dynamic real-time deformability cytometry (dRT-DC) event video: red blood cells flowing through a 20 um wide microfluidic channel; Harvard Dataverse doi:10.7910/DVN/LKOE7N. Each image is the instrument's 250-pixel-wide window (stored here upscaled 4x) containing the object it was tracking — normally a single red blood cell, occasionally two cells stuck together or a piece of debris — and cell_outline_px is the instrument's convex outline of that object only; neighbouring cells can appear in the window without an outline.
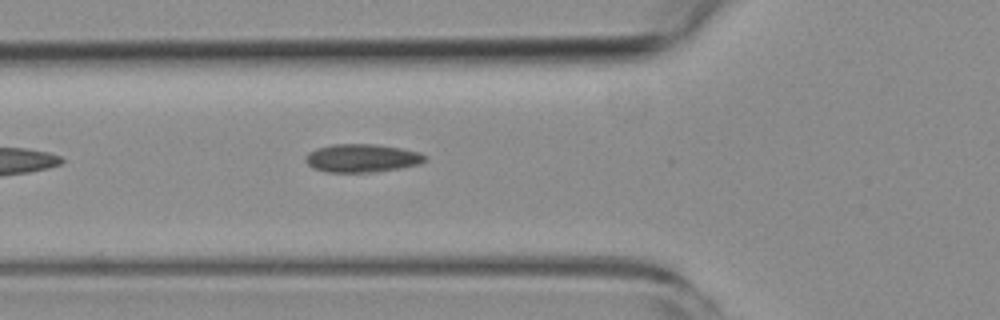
{"species": "common noctule bat (a hibernating species)", "species_latin": "Nyctalus noctula", "temperature_condition": "room temperature", "stored_images_in_passage": 38, "camera_frame_rate_fps": 3000, "um_per_image_px": 0.085, "animal": {"sex": "female", "body_mass_g": 19.3, "forearm_length_mm": 54.1}, "frame": {"image": 1, "passage_image": 3, "time_ms": 0.667, "image_size_px": [1000, 320], "cell_outline_px": [[428, 160], [420, 164], [400, 168], [376, 172], [328, 172], [316, 168], [308, 164], [304, 160], [304, 156], [308, 152], [316, 148], [332, 144], [376, 144], [400, 148], [420, 152], [428, 156]], "centroid_in_image_um": [30.8, 13.43], "position_along_channel_um": 95.0, "area_um2": 19.83}}
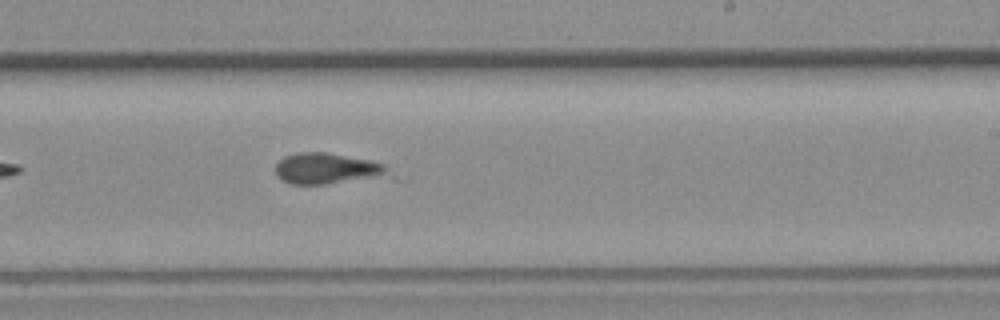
{"frame": {"image": 2, "passage_image": 16, "time_ms": 5.0, "image_size_px": [1000, 320], "cell_outline_px": [[400, 180], [324, 184], [292, 184], [276, 176], [276, 164], [284, 156], [300, 152], [324, 152], [368, 160], [384, 164]], "centroid_in_image_um": [28.07, 14.39], "position_along_channel_um": 260.9, "area_um2": 21.68}}
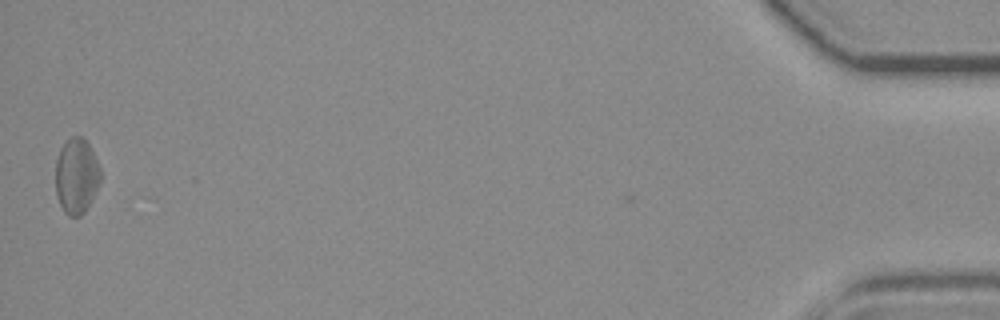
{"frame": {"image": 3, "passage_image": 37, "time_ms": 12.0, "image_size_px": [1000, 320], "cell_outline_px": [[100, 180], [84, 212], [80, 216], [68, 216], [64, 212], [56, 196], [56, 160], [60, 148], [72, 136], [80, 136], [88, 144], [100, 168]], "centroid_in_image_um": [6.47, 14.97], "position_along_channel_um": 428.7, "area_um2": 19.31}}